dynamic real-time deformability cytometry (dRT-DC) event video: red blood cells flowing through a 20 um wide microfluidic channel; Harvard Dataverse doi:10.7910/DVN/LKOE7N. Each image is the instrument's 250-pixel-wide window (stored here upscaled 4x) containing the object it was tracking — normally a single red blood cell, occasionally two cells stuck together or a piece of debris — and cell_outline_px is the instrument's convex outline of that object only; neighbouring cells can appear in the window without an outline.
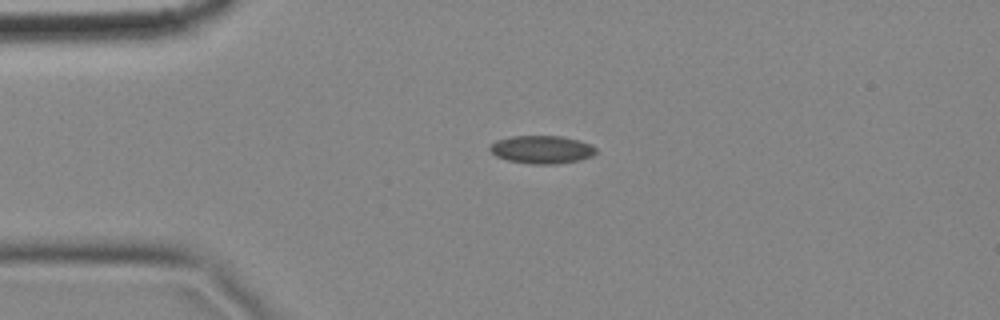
{"species": "common noctule bat (a hibernating species)", "species_latin": "Nyctalus noctula", "temperature_condition": "cold", "stored_images_in_passage": 1, "camera_frame_rate_fps": 3000, "um_per_image_px": 0.085, "animal": {"sex": "female", "body_mass_g": 18.4}, "frame": {"image": 1, "passage_image": 1, "time_ms": 0.0, "image_size_px": [1000, 320], "cell_outline_px": [[596, 152], [592, 156], [580, 160], [556, 164], [528, 164], [508, 160], [496, 156], [488, 148], [496, 140], [512, 136], [564, 136], [592, 144], [596, 148]], "centroid_in_image_um": [46.07, 12.71], "position_along_channel_um": 38.9, "area_um2": 17.4}}